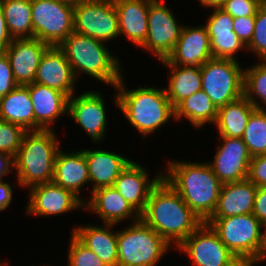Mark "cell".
<instances>
[{
	"instance_id": "7bdbcfd3",
	"label": "cell",
	"mask_w": 266,
	"mask_h": 266,
	"mask_svg": "<svg viewBox=\"0 0 266 266\" xmlns=\"http://www.w3.org/2000/svg\"><path fill=\"white\" fill-rule=\"evenodd\" d=\"M12 37L9 35L6 20L3 15L2 5L0 3V52H4L5 49L11 44Z\"/></svg>"
},
{
	"instance_id": "836d02e7",
	"label": "cell",
	"mask_w": 266,
	"mask_h": 266,
	"mask_svg": "<svg viewBox=\"0 0 266 266\" xmlns=\"http://www.w3.org/2000/svg\"><path fill=\"white\" fill-rule=\"evenodd\" d=\"M242 139L252 157L266 154V110L251 113Z\"/></svg>"
},
{
	"instance_id": "7c38bea8",
	"label": "cell",
	"mask_w": 266,
	"mask_h": 266,
	"mask_svg": "<svg viewBox=\"0 0 266 266\" xmlns=\"http://www.w3.org/2000/svg\"><path fill=\"white\" fill-rule=\"evenodd\" d=\"M182 28L163 1L150 0L148 34L141 46L151 51L159 60L166 59L177 44Z\"/></svg>"
},
{
	"instance_id": "277c9868",
	"label": "cell",
	"mask_w": 266,
	"mask_h": 266,
	"mask_svg": "<svg viewBox=\"0 0 266 266\" xmlns=\"http://www.w3.org/2000/svg\"><path fill=\"white\" fill-rule=\"evenodd\" d=\"M53 129L27 131L14 157L17 182L24 187L52 182L55 159L60 150Z\"/></svg>"
},
{
	"instance_id": "1f68e13d",
	"label": "cell",
	"mask_w": 266,
	"mask_h": 266,
	"mask_svg": "<svg viewBox=\"0 0 266 266\" xmlns=\"http://www.w3.org/2000/svg\"><path fill=\"white\" fill-rule=\"evenodd\" d=\"M9 35L13 39L33 38L31 0H0Z\"/></svg>"
},
{
	"instance_id": "4316f807",
	"label": "cell",
	"mask_w": 266,
	"mask_h": 266,
	"mask_svg": "<svg viewBox=\"0 0 266 266\" xmlns=\"http://www.w3.org/2000/svg\"><path fill=\"white\" fill-rule=\"evenodd\" d=\"M105 226H79L73 229V235L86 247L98 255L108 266H117V232L110 229L115 224Z\"/></svg>"
},
{
	"instance_id": "ab89813d",
	"label": "cell",
	"mask_w": 266,
	"mask_h": 266,
	"mask_svg": "<svg viewBox=\"0 0 266 266\" xmlns=\"http://www.w3.org/2000/svg\"><path fill=\"white\" fill-rule=\"evenodd\" d=\"M247 179L257 187H266V154L251 158Z\"/></svg>"
},
{
	"instance_id": "b9f144b4",
	"label": "cell",
	"mask_w": 266,
	"mask_h": 266,
	"mask_svg": "<svg viewBox=\"0 0 266 266\" xmlns=\"http://www.w3.org/2000/svg\"><path fill=\"white\" fill-rule=\"evenodd\" d=\"M252 214L266 226V187H258Z\"/></svg>"
},
{
	"instance_id": "f1b7e54d",
	"label": "cell",
	"mask_w": 266,
	"mask_h": 266,
	"mask_svg": "<svg viewBox=\"0 0 266 266\" xmlns=\"http://www.w3.org/2000/svg\"><path fill=\"white\" fill-rule=\"evenodd\" d=\"M160 61L170 70L172 69L165 91L173 108L182 100L202 89L200 66H177L169 63L166 59Z\"/></svg>"
},
{
	"instance_id": "8fae6325",
	"label": "cell",
	"mask_w": 266,
	"mask_h": 266,
	"mask_svg": "<svg viewBox=\"0 0 266 266\" xmlns=\"http://www.w3.org/2000/svg\"><path fill=\"white\" fill-rule=\"evenodd\" d=\"M177 248L189 256L194 266H244L206 222H203Z\"/></svg>"
},
{
	"instance_id": "bcb514c9",
	"label": "cell",
	"mask_w": 266,
	"mask_h": 266,
	"mask_svg": "<svg viewBox=\"0 0 266 266\" xmlns=\"http://www.w3.org/2000/svg\"><path fill=\"white\" fill-rule=\"evenodd\" d=\"M202 6L221 8L227 0H198Z\"/></svg>"
},
{
	"instance_id": "5bb4252c",
	"label": "cell",
	"mask_w": 266,
	"mask_h": 266,
	"mask_svg": "<svg viewBox=\"0 0 266 266\" xmlns=\"http://www.w3.org/2000/svg\"><path fill=\"white\" fill-rule=\"evenodd\" d=\"M30 199L27 205L28 215L50 216L84 208L80 196L52 182L30 187Z\"/></svg>"
},
{
	"instance_id": "9a60e30c",
	"label": "cell",
	"mask_w": 266,
	"mask_h": 266,
	"mask_svg": "<svg viewBox=\"0 0 266 266\" xmlns=\"http://www.w3.org/2000/svg\"><path fill=\"white\" fill-rule=\"evenodd\" d=\"M104 99L98 91H88L69 97L68 112L74 121L88 133L94 142L106 134L107 118Z\"/></svg>"
},
{
	"instance_id": "f6af8a7d",
	"label": "cell",
	"mask_w": 266,
	"mask_h": 266,
	"mask_svg": "<svg viewBox=\"0 0 266 266\" xmlns=\"http://www.w3.org/2000/svg\"><path fill=\"white\" fill-rule=\"evenodd\" d=\"M14 168V157L0 151V180Z\"/></svg>"
},
{
	"instance_id": "d6a6232c",
	"label": "cell",
	"mask_w": 266,
	"mask_h": 266,
	"mask_svg": "<svg viewBox=\"0 0 266 266\" xmlns=\"http://www.w3.org/2000/svg\"><path fill=\"white\" fill-rule=\"evenodd\" d=\"M260 61L261 63L244 70L243 96L256 109L266 110V61ZM253 96L259 98L264 105L260 106Z\"/></svg>"
},
{
	"instance_id": "f35d334b",
	"label": "cell",
	"mask_w": 266,
	"mask_h": 266,
	"mask_svg": "<svg viewBox=\"0 0 266 266\" xmlns=\"http://www.w3.org/2000/svg\"><path fill=\"white\" fill-rule=\"evenodd\" d=\"M17 86L8 57L4 52H0V98Z\"/></svg>"
},
{
	"instance_id": "3957f363",
	"label": "cell",
	"mask_w": 266,
	"mask_h": 266,
	"mask_svg": "<svg viewBox=\"0 0 266 266\" xmlns=\"http://www.w3.org/2000/svg\"><path fill=\"white\" fill-rule=\"evenodd\" d=\"M124 78L115 86L118 93L115 104L143 137L154 133L160 126L174 118V108L165 89L139 87L126 90Z\"/></svg>"
},
{
	"instance_id": "e0dca14e",
	"label": "cell",
	"mask_w": 266,
	"mask_h": 266,
	"mask_svg": "<svg viewBox=\"0 0 266 266\" xmlns=\"http://www.w3.org/2000/svg\"><path fill=\"white\" fill-rule=\"evenodd\" d=\"M213 58L206 26L184 27L166 60L177 66H202Z\"/></svg>"
},
{
	"instance_id": "ee69618b",
	"label": "cell",
	"mask_w": 266,
	"mask_h": 266,
	"mask_svg": "<svg viewBox=\"0 0 266 266\" xmlns=\"http://www.w3.org/2000/svg\"><path fill=\"white\" fill-rule=\"evenodd\" d=\"M12 188L9 183L0 180V211L7 209L12 201Z\"/></svg>"
},
{
	"instance_id": "cb8c5ba5",
	"label": "cell",
	"mask_w": 266,
	"mask_h": 266,
	"mask_svg": "<svg viewBox=\"0 0 266 266\" xmlns=\"http://www.w3.org/2000/svg\"><path fill=\"white\" fill-rule=\"evenodd\" d=\"M150 0H114L118 14L119 33L140 46L148 34V7Z\"/></svg>"
},
{
	"instance_id": "4fadbf2b",
	"label": "cell",
	"mask_w": 266,
	"mask_h": 266,
	"mask_svg": "<svg viewBox=\"0 0 266 266\" xmlns=\"http://www.w3.org/2000/svg\"><path fill=\"white\" fill-rule=\"evenodd\" d=\"M223 140L217 148L212 163L213 172L224 183L237 182L247 179L249 164L252 156L242 138L219 137Z\"/></svg>"
},
{
	"instance_id": "ac0fdd59",
	"label": "cell",
	"mask_w": 266,
	"mask_h": 266,
	"mask_svg": "<svg viewBox=\"0 0 266 266\" xmlns=\"http://www.w3.org/2000/svg\"><path fill=\"white\" fill-rule=\"evenodd\" d=\"M34 82L58 90L68 98L74 94L76 78L64 52L58 46H50L45 51Z\"/></svg>"
},
{
	"instance_id": "d4e9b609",
	"label": "cell",
	"mask_w": 266,
	"mask_h": 266,
	"mask_svg": "<svg viewBox=\"0 0 266 266\" xmlns=\"http://www.w3.org/2000/svg\"><path fill=\"white\" fill-rule=\"evenodd\" d=\"M84 152L92 191L113 186L115 180L132 161L117 153L106 150H82Z\"/></svg>"
},
{
	"instance_id": "484cf974",
	"label": "cell",
	"mask_w": 266,
	"mask_h": 266,
	"mask_svg": "<svg viewBox=\"0 0 266 266\" xmlns=\"http://www.w3.org/2000/svg\"><path fill=\"white\" fill-rule=\"evenodd\" d=\"M53 182L79 195L83 185L90 182L84 152L66 153L59 150L55 159Z\"/></svg>"
},
{
	"instance_id": "83f0119b",
	"label": "cell",
	"mask_w": 266,
	"mask_h": 266,
	"mask_svg": "<svg viewBox=\"0 0 266 266\" xmlns=\"http://www.w3.org/2000/svg\"><path fill=\"white\" fill-rule=\"evenodd\" d=\"M0 119L34 131L33 103L27 86L18 85L0 98Z\"/></svg>"
},
{
	"instance_id": "6da1fadb",
	"label": "cell",
	"mask_w": 266,
	"mask_h": 266,
	"mask_svg": "<svg viewBox=\"0 0 266 266\" xmlns=\"http://www.w3.org/2000/svg\"><path fill=\"white\" fill-rule=\"evenodd\" d=\"M140 219L175 246L203 223L164 178L151 190Z\"/></svg>"
},
{
	"instance_id": "c3c4849f",
	"label": "cell",
	"mask_w": 266,
	"mask_h": 266,
	"mask_svg": "<svg viewBox=\"0 0 266 266\" xmlns=\"http://www.w3.org/2000/svg\"><path fill=\"white\" fill-rule=\"evenodd\" d=\"M59 2H63V3H66L68 5H71V6H76L86 0H57Z\"/></svg>"
},
{
	"instance_id": "8992f818",
	"label": "cell",
	"mask_w": 266,
	"mask_h": 266,
	"mask_svg": "<svg viewBox=\"0 0 266 266\" xmlns=\"http://www.w3.org/2000/svg\"><path fill=\"white\" fill-rule=\"evenodd\" d=\"M206 223L244 266H250L256 260L262 247V228L265 227L252 213L209 218Z\"/></svg>"
},
{
	"instance_id": "f546056e",
	"label": "cell",
	"mask_w": 266,
	"mask_h": 266,
	"mask_svg": "<svg viewBox=\"0 0 266 266\" xmlns=\"http://www.w3.org/2000/svg\"><path fill=\"white\" fill-rule=\"evenodd\" d=\"M255 109L244 96L219 107L215 121L219 137L242 138L249 117Z\"/></svg>"
},
{
	"instance_id": "d6986e66",
	"label": "cell",
	"mask_w": 266,
	"mask_h": 266,
	"mask_svg": "<svg viewBox=\"0 0 266 266\" xmlns=\"http://www.w3.org/2000/svg\"><path fill=\"white\" fill-rule=\"evenodd\" d=\"M162 178L163 174H159L148 181L149 178L145 168L135 163V161H131L115 180L113 187L141 214L146 207L151 190Z\"/></svg>"
},
{
	"instance_id": "ba28073f",
	"label": "cell",
	"mask_w": 266,
	"mask_h": 266,
	"mask_svg": "<svg viewBox=\"0 0 266 266\" xmlns=\"http://www.w3.org/2000/svg\"><path fill=\"white\" fill-rule=\"evenodd\" d=\"M237 60L211 58L200 66L202 89L217 108L243 96L244 70Z\"/></svg>"
},
{
	"instance_id": "44dd1931",
	"label": "cell",
	"mask_w": 266,
	"mask_h": 266,
	"mask_svg": "<svg viewBox=\"0 0 266 266\" xmlns=\"http://www.w3.org/2000/svg\"><path fill=\"white\" fill-rule=\"evenodd\" d=\"M233 19L221 8H214L208 18L205 26L213 58L237 60L234 53L247 48L234 32Z\"/></svg>"
},
{
	"instance_id": "9c48e42d",
	"label": "cell",
	"mask_w": 266,
	"mask_h": 266,
	"mask_svg": "<svg viewBox=\"0 0 266 266\" xmlns=\"http://www.w3.org/2000/svg\"><path fill=\"white\" fill-rule=\"evenodd\" d=\"M33 38L59 46L74 31V6L57 0H31Z\"/></svg>"
},
{
	"instance_id": "4dcf8cb0",
	"label": "cell",
	"mask_w": 266,
	"mask_h": 266,
	"mask_svg": "<svg viewBox=\"0 0 266 266\" xmlns=\"http://www.w3.org/2000/svg\"><path fill=\"white\" fill-rule=\"evenodd\" d=\"M217 114L218 108L203 90L182 100L174 108L176 120L185 116L195 128L203 127L206 123H215Z\"/></svg>"
},
{
	"instance_id": "ffe728a7",
	"label": "cell",
	"mask_w": 266,
	"mask_h": 266,
	"mask_svg": "<svg viewBox=\"0 0 266 266\" xmlns=\"http://www.w3.org/2000/svg\"><path fill=\"white\" fill-rule=\"evenodd\" d=\"M26 86L33 103L34 131L52 129V122L67 114L69 98L58 90L35 82Z\"/></svg>"
},
{
	"instance_id": "7dc6e473",
	"label": "cell",
	"mask_w": 266,
	"mask_h": 266,
	"mask_svg": "<svg viewBox=\"0 0 266 266\" xmlns=\"http://www.w3.org/2000/svg\"><path fill=\"white\" fill-rule=\"evenodd\" d=\"M266 258V232H263V241H262V247L260 249V252L256 258V260L250 265L253 266L257 262H261V260Z\"/></svg>"
},
{
	"instance_id": "74e56055",
	"label": "cell",
	"mask_w": 266,
	"mask_h": 266,
	"mask_svg": "<svg viewBox=\"0 0 266 266\" xmlns=\"http://www.w3.org/2000/svg\"><path fill=\"white\" fill-rule=\"evenodd\" d=\"M261 5V0H227L221 9L233 18H238L256 16Z\"/></svg>"
},
{
	"instance_id": "603a6c76",
	"label": "cell",
	"mask_w": 266,
	"mask_h": 266,
	"mask_svg": "<svg viewBox=\"0 0 266 266\" xmlns=\"http://www.w3.org/2000/svg\"><path fill=\"white\" fill-rule=\"evenodd\" d=\"M90 197L84 208L96 212L104 224H118L129 217H133L134 222L140 219V214L113 186L98 188L92 191Z\"/></svg>"
},
{
	"instance_id": "e575fe53",
	"label": "cell",
	"mask_w": 266,
	"mask_h": 266,
	"mask_svg": "<svg viewBox=\"0 0 266 266\" xmlns=\"http://www.w3.org/2000/svg\"><path fill=\"white\" fill-rule=\"evenodd\" d=\"M26 132L23 127L0 119V151L15 157Z\"/></svg>"
},
{
	"instance_id": "52a82bcc",
	"label": "cell",
	"mask_w": 266,
	"mask_h": 266,
	"mask_svg": "<svg viewBox=\"0 0 266 266\" xmlns=\"http://www.w3.org/2000/svg\"><path fill=\"white\" fill-rule=\"evenodd\" d=\"M169 243L141 219L117 232V266H155Z\"/></svg>"
},
{
	"instance_id": "7402d4cb",
	"label": "cell",
	"mask_w": 266,
	"mask_h": 266,
	"mask_svg": "<svg viewBox=\"0 0 266 266\" xmlns=\"http://www.w3.org/2000/svg\"><path fill=\"white\" fill-rule=\"evenodd\" d=\"M257 186L250 180L224 183L216 209L210 218H224L253 212Z\"/></svg>"
},
{
	"instance_id": "60d3db41",
	"label": "cell",
	"mask_w": 266,
	"mask_h": 266,
	"mask_svg": "<svg viewBox=\"0 0 266 266\" xmlns=\"http://www.w3.org/2000/svg\"><path fill=\"white\" fill-rule=\"evenodd\" d=\"M254 26L255 16L238 17L233 19L234 32L246 47L252 40Z\"/></svg>"
},
{
	"instance_id": "30bf717a",
	"label": "cell",
	"mask_w": 266,
	"mask_h": 266,
	"mask_svg": "<svg viewBox=\"0 0 266 266\" xmlns=\"http://www.w3.org/2000/svg\"><path fill=\"white\" fill-rule=\"evenodd\" d=\"M74 31L102 42L118 38L119 22L114 0H86L74 6Z\"/></svg>"
},
{
	"instance_id": "8d00e7d4",
	"label": "cell",
	"mask_w": 266,
	"mask_h": 266,
	"mask_svg": "<svg viewBox=\"0 0 266 266\" xmlns=\"http://www.w3.org/2000/svg\"><path fill=\"white\" fill-rule=\"evenodd\" d=\"M266 61V4H262L255 16V26L250 44L246 48Z\"/></svg>"
},
{
	"instance_id": "2e32d148",
	"label": "cell",
	"mask_w": 266,
	"mask_h": 266,
	"mask_svg": "<svg viewBox=\"0 0 266 266\" xmlns=\"http://www.w3.org/2000/svg\"><path fill=\"white\" fill-rule=\"evenodd\" d=\"M49 47L37 38L12 39L4 53L18 85L26 86L34 82L41 58Z\"/></svg>"
},
{
	"instance_id": "7a4b0ae2",
	"label": "cell",
	"mask_w": 266,
	"mask_h": 266,
	"mask_svg": "<svg viewBox=\"0 0 266 266\" xmlns=\"http://www.w3.org/2000/svg\"><path fill=\"white\" fill-rule=\"evenodd\" d=\"M167 172L164 180L206 222L216 209L223 185L209 163L169 161Z\"/></svg>"
},
{
	"instance_id": "d590c367",
	"label": "cell",
	"mask_w": 266,
	"mask_h": 266,
	"mask_svg": "<svg viewBox=\"0 0 266 266\" xmlns=\"http://www.w3.org/2000/svg\"><path fill=\"white\" fill-rule=\"evenodd\" d=\"M68 266H108L98 255L71 235Z\"/></svg>"
},
{
	"instance_id": "5b68a950",
	"label": "cell",
	"mask_w": 266,
	"mask_h": 266,
	"mask_svg": "<svg viewBox=\"0 0 266 266\" xmlns=\"http://www.w3.org/2000/svg\"><path fill=\"white\" fill-rule=\"evenodd\" d=\"M104 44L73 31L58 47L64 52L76 79L80 71L115 87L122 78V69Z\"/></svg>"
},
{
	"instance_id": "681fc988",
	"label": "cell",
	"mask_w": 266,
	"mask_h": 266,
	"mask_svg": "<svg viewBox=\"0 0 266 266\" xmlns=\"http://www.w3.org/2000/svg\"><path fill=\"white\" fill-rule=\"evenodd\" d=\"M262 4H266V0H261Z\"/></svg>"
}]
</instances>
